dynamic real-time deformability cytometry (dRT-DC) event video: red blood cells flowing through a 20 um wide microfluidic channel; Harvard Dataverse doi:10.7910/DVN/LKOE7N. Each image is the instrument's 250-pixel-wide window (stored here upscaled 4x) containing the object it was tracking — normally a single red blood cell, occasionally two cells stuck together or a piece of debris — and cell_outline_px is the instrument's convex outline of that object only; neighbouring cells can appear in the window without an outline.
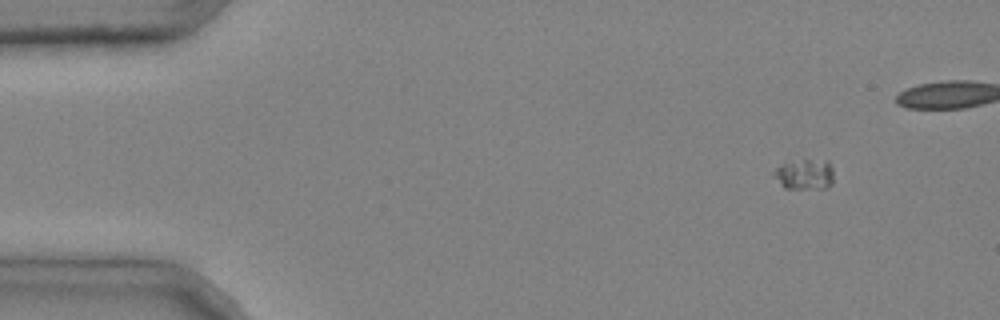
{"species": "common noctule bat (a hibernating species)", "species_latin": "Nyctalus noctula", "temperature_condition": "cold", "stored_images_in_passage": 8, "camera_frame_rate_fps": 3000, "um_per_image_px": 0.085, "animal": {"sex": "male", "body_mass_g": 20.4}, "frame": {"image": 1, "passage_image": 2, "time_ms": 0.333, "image_size_px": [1000, 320], "cell_outline_px": [[832, 184], [828, 188], [784, 188], [772, 176], [776, 168], [784, 164], [804, 160], [828, 160], [832, 168]], "centroid_in_image_um": [68.41, 14.83], "position_along_channel_um": 16.6, "area_um2": 10.46}}
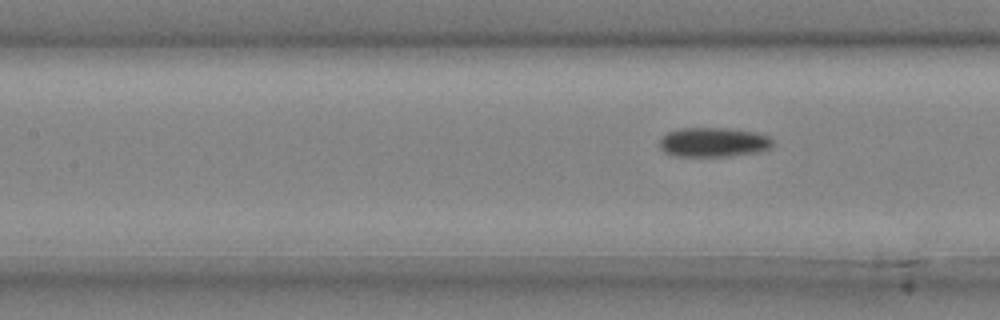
{"frame": {"image": 2, "passage_image": 8, "time_ms": 2.333, "image_size_px": [1000, 320], "cell_outline_px": [[776, 144], [772, 148], [760, 152], [728, 156], [676, 156], [664, 152], [660, 148], [660, 140], [668, 132], [680, 128], [728, 128], [756, 132], [772, 136]], "centroid_in_image_um": [60.74, 12.09], "position_along_channel_um": 146.7, "area_um2": 19.77}}